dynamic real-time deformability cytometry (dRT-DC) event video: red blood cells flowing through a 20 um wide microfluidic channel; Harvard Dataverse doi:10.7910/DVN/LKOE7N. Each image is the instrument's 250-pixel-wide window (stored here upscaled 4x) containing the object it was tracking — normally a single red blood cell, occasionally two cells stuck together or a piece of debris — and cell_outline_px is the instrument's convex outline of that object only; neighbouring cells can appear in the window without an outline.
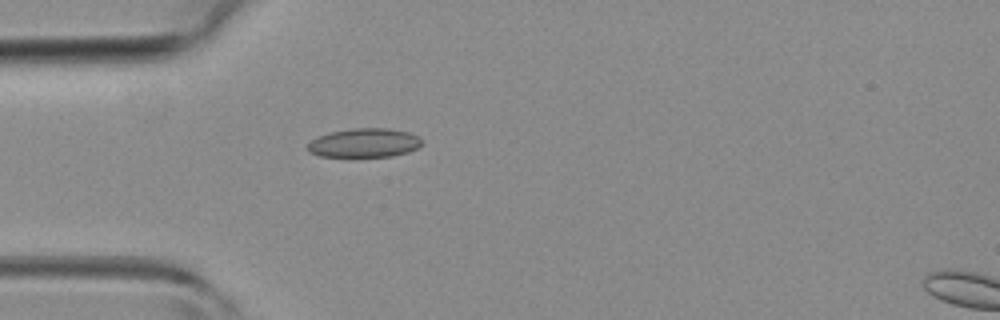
{"species": "common noctule bat (a hibernating species)", "species_latin": "Nyctalus noctula", "temperature_condition": "room temperature", "stored_images_in_passage": 2, "camera_frame_rate_fps": 3000, "um_per_image_px": 0.085, "animal": {"sex": "female", "body_mass_g": 19.3, "forearm_length_mm": 54.1}, "frame": {"image": 1, "passage_image": 1, "time_ms": 0.0, "image_size_px": [1000, 320], "cell_outline_px": [[420, 144], [416, 148], [408, 152], [392, 156], [320, 156], [308, 152], [304, 148], [312, 140], [328, 132], [352, 128], [388, 128], [408, 132], [420, 136]], "centroid_in_image_um": [30.93, 12.13], "position_along_channel_um": 54.1, "area_um2": 19.25}}